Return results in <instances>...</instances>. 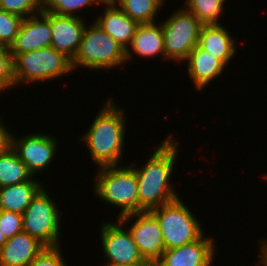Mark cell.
Here are the masks:
<instances>
[{"label": "cell", "instance_id": "6da1fadb", "mask_svg": "<svg viewBox=\"0 0 267 266\" xmlns=\"http://www.w3.org/2000/svg\"><path fill=\"white\" fill-rule=\"evenodd\" d=\"M174 139L170 133L143 167L137 168L135 163L130 164L137 177L139 212L150 211L180 197L169 184L180 146Z\"/></svg>", "mask_w": 267, "mask_h": 266}, {"label": "cell", "instance_id": "7a4b0ae2", "mask_svg": "<svg viewBox=\"0 0 267 266\" xmlns=\"http://www.w3.org/2000/svg\"><path fill=\"white\" fill-rule=\"evenodd\" d=\"M105 102L85 135H82V141L87 145L90 156L98 167L121 163L128 122L125 121V110L115 106L111 97Z\"/></svg>", "mask_w": 267, "mask_h": 266}, {"label": "cell", "instance_id": "3957f363", "mask_svg": "<svg viewBox=\"0 0 267 266\" xmlns=\"http://www.w3.org/2000/svg\"><path fill=\"white\" fill-rule=\"evenodd\" d=\"M94 193L101 200L120 208L117 218L139 212L138 183L129 164L97 167Z\"/></svg>", "mask_w": 267, "mask_h": 266}, {"label": "cell", "instance_id": "277c9868", "mask_svg": "<svg viewBox=\"0 0 267 266\" xmlns=\"http://www.w3.org/2000/svg\"><path fill=\"white\" fill-rule=\"evenodd\" d=\"M92 23L84 28L79 49L71 61L73 71L77 66L94 71L127 63L126 50L95 21Z\"/></svg>", "mask_w": 267, "mask_h": 266}, {"label": "cell", "instance_id": "5b68a950", "mask_svg": "<svg viewBox=\"0 0 267 266\" xmlns=\"http://www.w3.org/2000/svg\"><path fill=\"white\" fill-rule=\"evenodd\" d=\"M15 86L46 82L72 72L71 60L51 46L18 54L12 59ZM22 81V82H21Z\"/></svg>", "mask_w": 267, "mask_h": 266}, {"label": "cell", "instance_id": "8992f818", "mask_svg": "<svg viewBox=\"0 0 267 266\" xmlns=\"http://www.w3.org/2000/svg\"><path fill=\"white\" fill-rule=\"evenodd\" d=\"M150 212L160 224L165 250L194 242L204 234L201 223L180 197Z\"/></svg>", "mask_w": 267, "mask_h": 266}, {"label": "cell", "instance_id": "52a82bcc", "mask_svg": "<svg viewBox=\"0 0 267 266\" xmlns=\"http://www.w3.org/2000/svg\"><path fill=\"white\" fill-rule=\"evenodd\" d=\"M46 190L43 187L22 214L23 231L45 247L60 246L61 213Z\"/></svg>", "mask_w": 267, "mask_h": 266}, {"label": "cell", "instance_id": "ba28073f", "mask_svg": "<svg viewBox=\"0 0 267 266\" xmlns=\"http://www.w3.org/2000/svg\"><path fill=\"white\" fill-rule=\"evenodd\" d=\"M161 22L165 59L184 62L198 45L201 22L185 7L174 10L168 19Z\"/></svg>", "mask_w": 267, "mask_h": 266}, {"label": "cell", "instance_id": "9c48e42d", "mask_svg": "<svg viewBox=\"0 0 267 266\" xmlns=\"http://www.w3.org/2000/svg\"><path fill=\"white\" fill-rule=\"evenodd\" d=\"M133 217L136 220L128 228L133 241L144 259L157 262L165 251L159 222L150 211L131 213L117 219L125 226Z\"/></svg>", "mask_w": 267, "mask_h": 266}, {"label": "cell", "instance_id": "30bf717a", "mask_svg": "<svg viewBox=\"0 0 267 266\" xmlns=\"http://www.w3.org/2000/svg\"><path fill=\"white\" fill-rule=\"evenodd\" d=\"M17 138L12 136V148L19 158L28 167V170L35 176L37 172L48 169L57 154L58 141L52 135L32 133Z\"/></svg>", "mask_w": 267, "mask_h": 266}, {"label": "cell", "instance_id": "8fae6325", "mask_svg": "<svg viewBox=\"0 0 267 266\" xmlns=\"http://www.w3.org/2000/svg\"><path fill=\"white\" fill-rule=\"evenodd\" d=\"M101 227L102 250L108 259L105 266L131 264L144 259L128 229L125 230L118 219L115 223H105Z\"/></svg>", "mask_w": 267, "mask_h": 266}, {"label": "cell", "instance_id": "7c38bea8", "mask_svg": "<svg viewBox=\"0 0 267 266\" xmlns=\"http://www.w3.org/2000/svg\"><path fill=\"white\" fill-rule=\"evenodd\" d=\"M51 26L50 46L63 53L71 61L74 59L86 26L84 18L80 16H58L41 11Z\"/></svg>", "mask_w": 267, "mask_h": 266}, {"label": "cell", "instance_id": "4fadbf2b", "mask_svg": "<svg viewBox=\"0 0 267 266\" xmlns=\"http://www.w3.org/2000/svg\"><path fill=\"white\" fill-rule=\"evenodd\" d=\"M216 243L213 238L203 234L198 240L166 249L157 266H211L214 262Z\"/></svg>", "mask_w": 267, "mask_h": 266}, {"label": "cell", "instance_id": "5bb4252c", "mask_svg": "<svg viewBox=\"0 0 267 266\" xmlns=\"http://www.w3.org/2000/svg\"><path fill=\"white\" fill-rule=\"evenodd\" d=\"M51 39L50 23L41 13L24 18L18 35L9 48L12 59L18 54L50 46Z\"/></svg>", "mask_w": 267, "mask_h": 266}, {"label": "cell", "instance_id": "9a60e30c", "mask_svg": "<svg viewBox=\"0 0 267 266\" xmlns=\"http://www.w3.org/2000/svg\"><path fill=\"white\" fill-rule=\"evenodd\" d=\"M45 248L36 238L22 231L0 249V266H28Z\"/></svg>", "mask_w": 267, "mask_h": 266}, {"label": "cell", "instance_id": "2e32d148", "mask_svg": "<svg viewBox=\"0 0 267 266\" xmlns=\"http://www.w3.org/2000/svg\"><path fill=\"white\" fill-rule=\"evenodd\" d=\"M187 75L197 91H203L211 81L222 75L226 66L209 52L198 45L190 52L187 59Z\"/></svg>", "mask_w": 267, "mask_h": 266}, {"label": "cell", "instance_id": "e0dca14e", "mask_svg": "<svg viewBox=\"0 0 267 266\" xmlns=\"http://www.w3.org/2000/svg\"><path fill=\"white\" fill-rule=\"evenodd\" d=\"M236 40L227 27L220 25H202L198 46L219 59L226 67L236 54Z\"/></svg>", "mask_w": 267, "mask_h": 266}, {"label": "cell", "instance_id": "ac0fdd59", "mask_svg": "<svg viewBox=\"0 0 267 266\" xmlns=\"http://www.w3.org/2000/svg\"><path fill=\"white\" fill-rule=\"evenodd\" d=\"M104 8V14H100L94 21L127 50L139 24L116 4L104 5Z\"/></svg>", "mask_w": 267, "mask_h": 266}, {"label": "cell", "instance_id": "d6986e66", "mask_svg": "<svg viewBox=\"0 0 267 266\" xmlns=\"http://www.w3.org/2000/svg\"><path fill=\"white\" fill-rule=\"evenodd\" d=\"M160 24V25H159ZM139 24L129 47L126 50V61L132 58L134 53L144 58L164 57L163 30L161 23ZM132 49V50H131ZM134 51V53H133Z\"/></svg>", "mask_w": 267, "mask_h": 266}, {"label": "cell", "instance_id": "ffe728a7", "mask_svg": "<svg viewBox=\"0 0 267 266\" xmlns=\"http://www.w3.org/2000/svg\"><path fill=\"white\" fill-rule=\"evenodd\" d=\"M44 187L35 177L27 182L0 188V210L23 214L32 199Z\"/></svg>", "mask_w": 267, "mask_h": 266}, {"label": "cell", "instance_id": "44dd1931", "mask_svg": "<svg viewBox=\"0 0 267 266\" xmlns=\"http://www.w3.org/2000/svg\"><path fill=\"white\" fill-rule=\"evenodd\" d=\"M32 177L33 174L13 148L0 155V188L27 182Z\"/></svg>", "mask_w": 267, "mask_h": 266}, {"label": "cell", "instance_id": "7402d4cb", "mask_svg": "<svg viewBox=\"0 0 267 266\" xmlns=\"http://www.w3.org/2000/svg\"><path fill=\"white\" fill-rule=\"evenodd\" d=\"M165 0H117L116 5L138 24L155 23ZM159 10V11H158ZM155 19V20H154Z\"/></svg>", "mask_w": 267, "mask_h": 266}, {"label": "cell", "instance_id": "603a6c76", "mask_svg": "<svg viewBox=\"0 0 267 266\" xmlns=\"http://www.w3.org/2000/svg\"><path fill=\"white\" fill-rule=\"evenodd\" d=\"M225 0H186L185 8L190 11L202 25H220Z\"/></svg>", "mask_w": 267, "mask_h": 266}, {"label": "cell", "instance_id": "cb8c5ba5", "mask_svg": "<svg viewBox=\"0 0 267 266\" xmlns=\"http://www.w3.org/2000/svg\"><path fill=\"white\" fill-rule=\"evenodd\" d=\"M97 4L96 0H40L41 11L58 16H78L79 9ZM82 8V9H81Z\"/></svg>", "mask_w": 267, "mask_h": 266}, {"label": "cell", "instance_id": "d4e9b609", "mask_svg": "<svg viewBox=\"0 0 267 266\" xmlns=\"http://www.w3.org/2000/svg\"><path fill=\"white\" fill-rule=\"evenodd\" d=\"M24 18L0 9V45L10 48Z\"/></svg>", "mask_w": 267, "mask_h": 266}, {"label": "cell", "instance_id": "484cf974", "mask_svg": "<svg viewBox=\"0 0 267 266\" xmlns=\"http://www.w3.org/2000/svg\"><path fill=\"white\" fill-rule=\"evenodd\" d=\"M0 9L22 18L41 13L40 0H0Z\"/></svg>", "mask_w": 267, "mask_h": 266}, {"label": "cell", "instance_id": "4316f807", "mask_svg": "<svg viewBox=\"0 0 267 266\" xmlns=\"http://www.w3.org/2000/svg\"><path fill=\"white\" fill-rule=\"evenodd\" d=\"M15 87L12 55L8 47L0 45V92ZM5 89V90H4Z\"/></svg>", "mask_w": 267, "mask_h": 266}, {"label": "cell", "instance_id": "83f0119b", "mask_svg": "<svg viewBox=\"0 0 267 266\" xmlns=\"http://www.w3.org/2000/svg\"><path fill=\"white\" fill-rule=\"evenodd\" d=\"M0 229L7 239L23 231L22 214L0 210Z\"/></svg>", "mask_w": 267, "mask_h": 266}, {"label": "cell", "instance_id": "f1b7e54d", "mask_svg": "<svg viewBox=\"0 0 267 266\" xmlns=\"http://www.w3.org/2000/svg\"><path fill=\"white\" fill-rule=\"evenodd\" d=\"M61 248L45 247L28 266H67Z\"/></svg>", "mask_w": 267, "mask_h": 266}, {"label": "cell", "instance_id": "f546056e", "mask_svg": "<svg viewBox=\"0 0 267 266\" xmlns=\"http://www.w3.org/2000/svg\"><path fill=\"white\" fill-rule=\"evenodd\" d=\"M0 118V155L6 153L12 148V132L8 127L3 125V120Z\"/></svg>", "mask_w": 267, "mask_h": 266}, {"label": "cell", "instance_id": "4dcf8cb0", "mask_svg": "<svg viewBox=\"0 0 267 266\" xmlns=\"http://www.w3.org/2000/svg\"><path fill=\"white\" fill-rule=\"evenodd\" d=\"M264 241L262 242H259V243H261V244H259L260 245V249H261V254H260V258H259V260H258V263H257V265L259 264H261L262 266H267V238H266V240L264 239V238H262Z\"/></svg>", "mask_w": 267, "mask_h": 266}, {"label": "cell", "instance_id": "1f68e13d", "mask_svg": "<svg viewBox=\"0 0 267 266\" xmlns=\"http://www.w3.org/2000/svg\"><path fill=\"white\" fill-rule=\"evenodd\" d=\"M113 266H157V263L148 259H143L139 262L131 263V264H120Z\"/></svg>", "mask_w": 267, "mask_h": 266}, {"label": "cell", "instance_id": "d6a6232c", "mask_svg": "<svg viewBox=\"0 0 267 266\" xmlns=\"http://www.w3.org/2000/svg\"><path fill=\"white\" fill-rule=\"evenodd\" d=\"M98 4L108 5V4H116L117 0H96Z\"/></svg>", "mask_w": 267, "mask_h": 266}, {"label": "cell", "instance_id": "836d02e7", "mask_svg": "<svg viewBox=\"0 0 267 266\" xmlns=\"http://www.w3.org/2000/svg\"><path fill=\"white\" fill-rule=\"evenodd\" d=\"M6 241H7V238L4 236V234L2 233L0 229V249L3 247Z\"/></svg>", "mask_w": 267, "mask_h": 266}, {"label": "cell", "instance_id": "e575fe53", "mask_svg": "<svg viewBox=\"0 0 267 266\" xmlns=\"http://www.w3.org/2000/svg\"><path fill=\"white\" fill-rule=\"evenodd\" d=\"M266 175V176H265ZM264 175V179L267 180V173Z\"/></svg>", "mask_w": 267, "mask_h": 266}]
</instances>
